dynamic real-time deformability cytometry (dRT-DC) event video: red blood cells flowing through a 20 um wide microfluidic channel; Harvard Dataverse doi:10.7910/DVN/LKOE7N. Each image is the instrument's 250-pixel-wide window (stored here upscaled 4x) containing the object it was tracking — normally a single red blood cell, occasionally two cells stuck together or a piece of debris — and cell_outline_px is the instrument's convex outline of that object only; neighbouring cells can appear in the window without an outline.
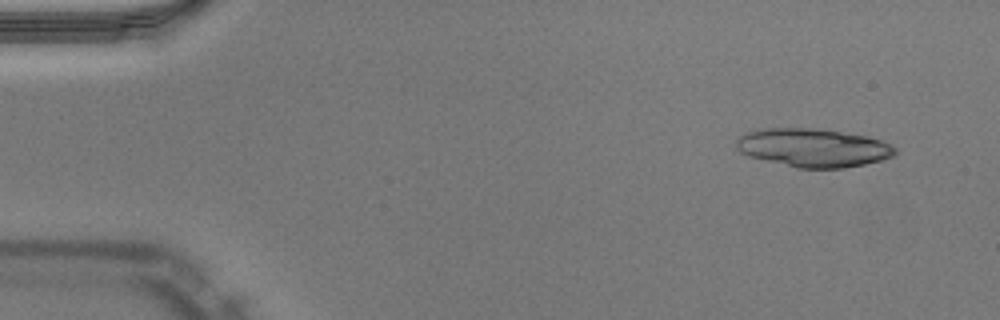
{"species": "Egyptian fruit bat (a non-hibernating species)", "species_latin": "Rousettus aegyptiacus", "temperature_condition": "warm", "stored_images_in_passage": 48, "camera_frame_rate_fps": 3000, "um_per_image_px": 0.085, "animal": {"sex": "male"}, "frame": {"image": 1, "passage_image": 3, "time_ms": 0.667, "image_size_px": [1000, 320], "cell_outline_px": [[896, 152], [892, 156], [880, 160], [864, 164], [844, 168], [796, 168], [748, 156], [740, 152], [736, 148], [736, 140], [740, 136], [748, 132], [764, 128], [816, 128], [868, 136], [892, 144], [896, 148]], "centroid_in_image_um": [69.11, 12.56], "position_along_channel_um": 15.9, "area_um2": 35.6}, "authors_computed_cell_mechanics": {"area_um2": 29.5358, "velocity_mm_per_s": 4.0447, "shape_relaxation_time_tau1_ms": 10.8371, "shape_relaxation_time_tau2_ms": 1.6523, "deformation_change_tau1": 0.3493, "deformation_change_tau2": 0.0748}}